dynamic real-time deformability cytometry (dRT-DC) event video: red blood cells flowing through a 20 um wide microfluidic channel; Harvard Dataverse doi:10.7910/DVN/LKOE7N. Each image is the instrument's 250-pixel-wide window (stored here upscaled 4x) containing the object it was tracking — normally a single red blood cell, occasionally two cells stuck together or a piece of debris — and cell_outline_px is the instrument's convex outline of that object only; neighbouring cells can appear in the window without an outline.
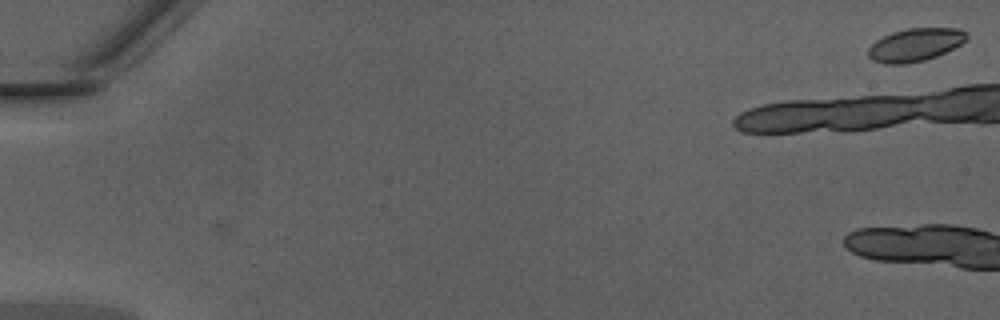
{"species": "Egyptian fruit bat (a non-hibernating species)", "species_latin": "Rousettus aegyptiacus", "temperature_condition": "warm", "stored_images_in_passage": 6, "camera_frame_rate_fps": 3000, "um_per_image_px": 0.085, "animal": {"sex": "male"}, "frame": {"image": 1, "passage_image": 6, "time_ms": 1.667, "image_size_px": [1000, 320], "cell_outline_px": [[968, 36], [960, 44], [936, 56], [924, 60], [904, 64], [884, 64], [872, 60], [868, 56], [868, 48], [876, 40], [892, 32], [908, 28], [956, 28], [968, 32]], "centroid_in_image_um": [77.76, 3.8], "position_along_channel_um": 7.2, "area_um2": 18.79}}